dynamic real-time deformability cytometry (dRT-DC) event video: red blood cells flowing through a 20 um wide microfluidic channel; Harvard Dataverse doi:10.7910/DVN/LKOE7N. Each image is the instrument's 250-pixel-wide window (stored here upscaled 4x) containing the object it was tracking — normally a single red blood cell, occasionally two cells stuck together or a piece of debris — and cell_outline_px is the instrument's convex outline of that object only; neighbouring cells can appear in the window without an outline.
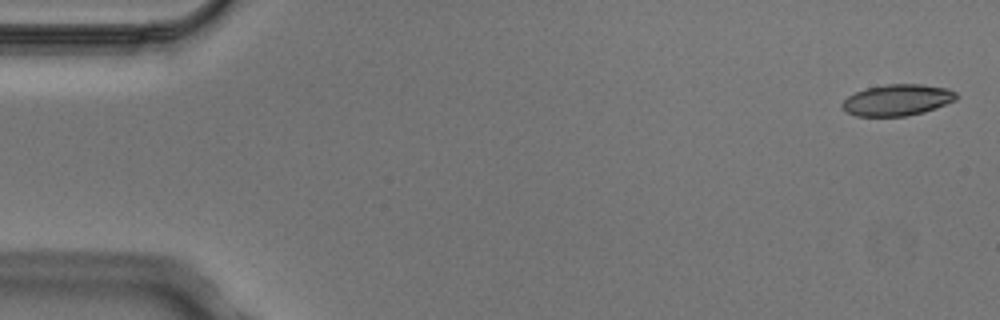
{"species": "Egyptian fruit bat (a non-hibernating species)", "species_latin": "Rousettus aegyptiacus", "temperature_condition": "cold", "stored_images_in_passage": 5, "camera_frame_rate_fps": 3000, "um_per_image_px": 0.085, "animal": {"sex": "male"}, "frame": {"image": 1, "passage_image": 1, "time_ms": 0.0, "image_size_px": [1000, 320], "cell_outline_px": [[960, 96], [956, 100], [936, 108], [924, 112], [904, 116], [856, 116], [848, 112], [840, 104], [848, 96], [856, 92], [868, 88], [884, 84], [920, 84], [948, 88], [956, 92]], "centroid_in_image_um": [76.31, 8.49], "position_along_channel_um": 8.7, "area_um2": 20.81}}
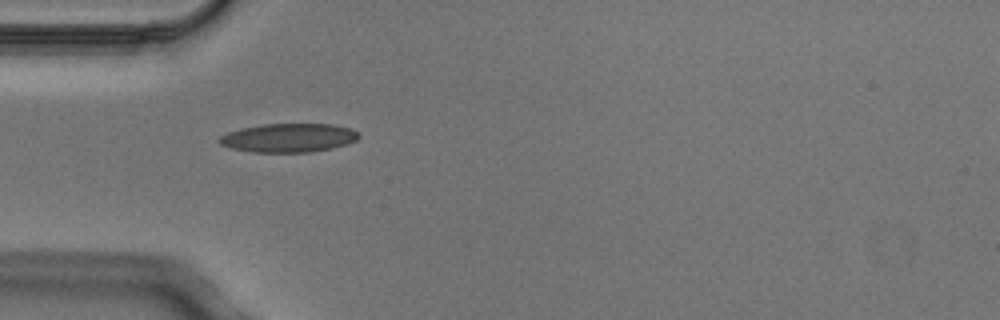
{"frame": {"image": 2, "passage_image": 4, "time_ms": 1.0, "image_size_px": [1000, 320], "cell_outline_px": [[360, 136], [356, 140], [348, 144], [332, 148], [308, 152], [252, 152], [232, 148], [220, 144], [216, 140], [220, 136], [228, 132], [240, 128], [264, 124], [332, 124], [352, 128]], "centroid_in_image_um": [24.52, 11.71], "position_along_channel_um": 60.5, "area_um2": 23.41}}
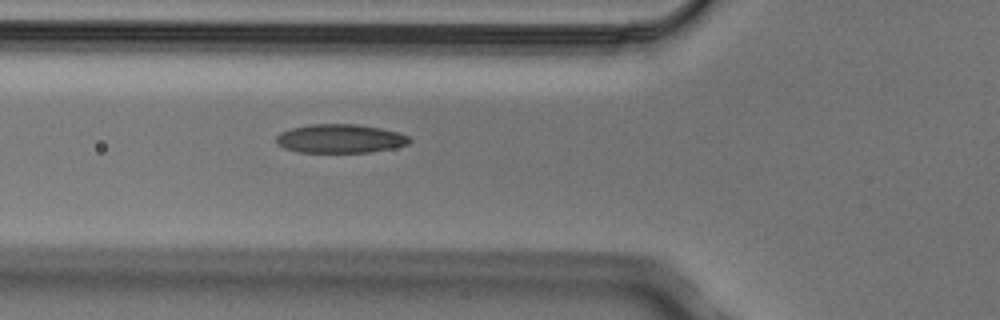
{"frame": {"image": 3, "passage_image": 5, "time_ms": 1.333, "image_size_px": [1000, 320], "cell_outline_px": [[412, 140], [408, 144], [392, 148], [372, 152], [296, 152], [284, 148], [276, 144], [276, 136], [280, 132], [292, 128], [312, 124], [356, 124], [380, 128], [400, 132], [408, 136]], "centroid_in_image_um": [28.91, 11.78], "position_along_channel_um": 96.9, "area_um2": 22.43}}